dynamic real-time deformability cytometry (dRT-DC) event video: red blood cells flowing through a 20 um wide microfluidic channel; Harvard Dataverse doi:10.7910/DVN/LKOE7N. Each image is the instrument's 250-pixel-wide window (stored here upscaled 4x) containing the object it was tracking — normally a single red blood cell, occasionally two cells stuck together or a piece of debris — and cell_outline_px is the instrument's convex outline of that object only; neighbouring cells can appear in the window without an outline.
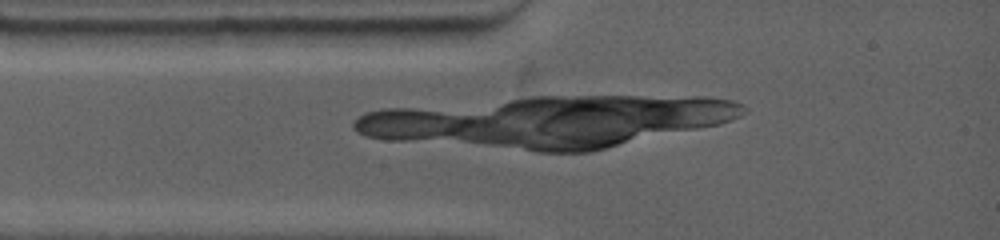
{"species": "common noctule bat (a hibernating species)", "species_latin": "Nyctalus noctula", "temperature_condition": "warm", "stored_images_in_passage": 2, "camera_frame_rate_fps": 4500, "um_per_image_px": 0.085, "animal": {"sex": "female", "body_mass_g": 19.0, "forearm_length_mm": 53.3}, "frame": {"image": 1, "passage_image": 1, "time_ms": 0.0, "image_size_px": [1000, 240], "cell_outline_px": [[192, 32], [164, 48], [48, 48], [32, 32], [68, 28], [184, 28]], "centroid_in_image_um": [9.44, 3.2], "position_along_channel_um": 75.6, "area_um2": 19.94}}